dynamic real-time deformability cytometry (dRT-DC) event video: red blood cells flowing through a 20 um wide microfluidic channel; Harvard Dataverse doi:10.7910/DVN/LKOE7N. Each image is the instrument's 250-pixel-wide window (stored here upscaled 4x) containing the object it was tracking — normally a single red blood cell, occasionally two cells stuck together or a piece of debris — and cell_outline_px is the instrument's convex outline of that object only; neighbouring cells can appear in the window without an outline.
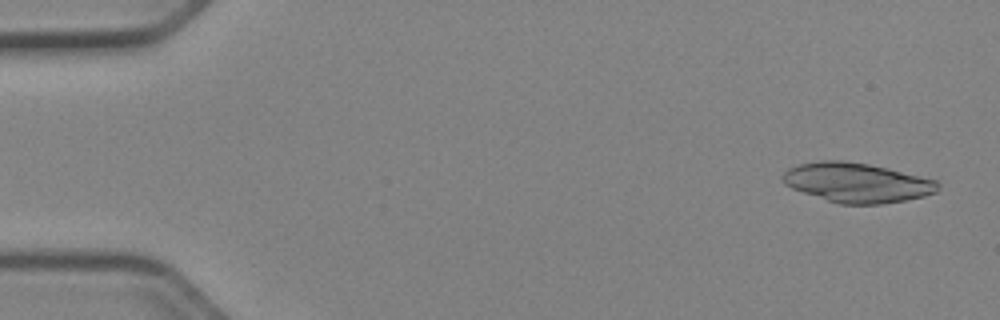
{"species": "Egyptian fruit bat (a non-hibernating species)", "species_latin": "Rousettus aegyptiacus", "temperature_condition": "cold", "stored_images_in_passage": 50, "segment_of_instrument_passage": [1, 2], "camera_frame_rate_fps": 3000, "um_per_image_px": 0.085, "animal": {"sex": "female"}, "frame": {"image": 1, "passage_image": 2, "time_ms": 0.333, "image_size_px": [1000, 320], "cell_outline_px": [[940, 184], [936, 192], [924, 196], [904, 200], [880, 204], [840, 204], [792, 188], [784, 184], [780, 176], [788, 168], [800, 164], [820, 160], [844, 160], [868, 164], [888, 168], [936, 180]], "centroid_in_image_um": [72.82, 15.51], "position_along_channel_um": 12.2, "area_um2": 35.6}}